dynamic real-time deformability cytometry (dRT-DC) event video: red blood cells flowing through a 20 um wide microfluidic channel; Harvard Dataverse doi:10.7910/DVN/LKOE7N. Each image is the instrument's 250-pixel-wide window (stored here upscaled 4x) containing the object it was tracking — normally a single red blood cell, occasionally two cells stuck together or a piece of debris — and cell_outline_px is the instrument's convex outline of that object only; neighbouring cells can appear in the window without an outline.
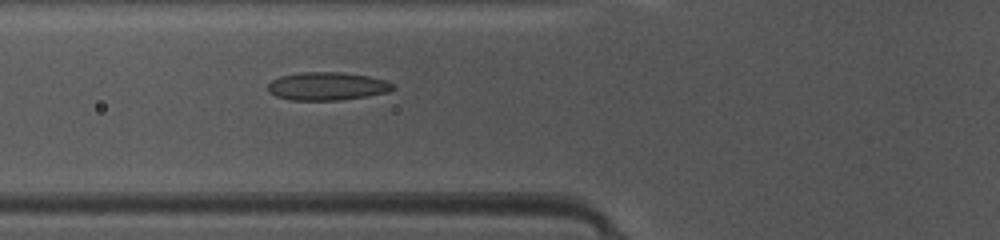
{"species": "common noctule bat (a hibernating species)", "species_latin": "Nyctalus noctula", "temperature_condition": "warm", "stored_images_in_passage": 48, "camera_frame_rate_fps": 3000, "um_per_image_px": 0.085, "animal": {"sex": "female", "body_mass_g": 10.0, "forearm_length_mm": 53.1}, "frame": {"image": 1, "passage_image": 18, "time_ms": 5.667, "image_size_px": [1000, 240], "cell_outline_px": [[396, 88], [388, 92], [340, 100], [292, 100], [276, 96], [268, 92], [268, 84], [272, 80], [280, 76], [304, 72], [340, 72], [368, 76], [384, 80], [396, 84]], "centroid_in_image_um": [27.81, 7.32], "position_along_channel_um": 98.0, "area_um2": 20.4}}
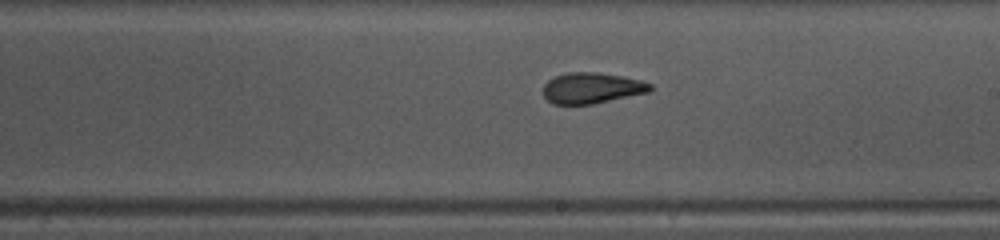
{"frame": {"image": 2, "passage_image": 28, "time_ms": 9.0, "image_size_px": [1000, 240], "cell_outline_px": [[652, 92], [592, 104], [552, 104], [544, 96], [544, 84], [548, 80], [556, 76], [568, 72], [600, 72], [624, 76], [640, 80], [652, 84]], "centroid_in_image_um": [50.34, 7.48], "position_along_channel_um": 238.7, "area_um2": 19.42}}
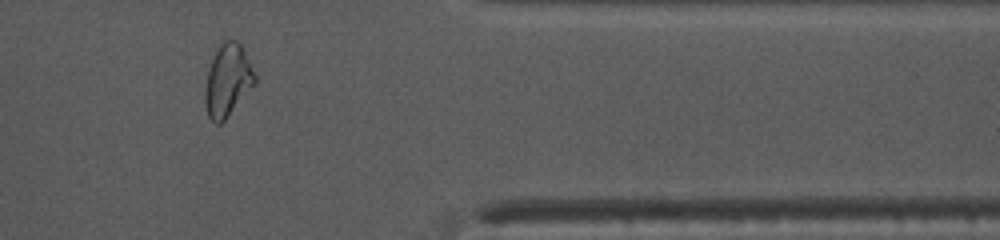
{"frame": {"image": 3, "passage_image": 40, "time_ms": 13.0, "image_size_px": [1000, 240], "cell_outline_px": [[256, 84], [224, 120], [220, 124], [216, 124], [208, 116], [204, 104], [204, 92], [208, 68], [220, 44], [224, 40], [236, 40], [240, 44], [256, 76]], "centroid_in_image_um": [19.33, 6.86], "position_along_channel_um": 392.1, "area_um2": 20.81}, "authors_computed_cell_mechanics": {"area_um2": 20.0566, "velocity_mm_per_s": 4.1958, "shape_relaxation_time_tau1_ms": 7.9424, "shape_relaxation_time_tau2_ms": 1.6393, "deformation_change_tau1": 0.2104, "deformation_change_tau2": 0.0857}}